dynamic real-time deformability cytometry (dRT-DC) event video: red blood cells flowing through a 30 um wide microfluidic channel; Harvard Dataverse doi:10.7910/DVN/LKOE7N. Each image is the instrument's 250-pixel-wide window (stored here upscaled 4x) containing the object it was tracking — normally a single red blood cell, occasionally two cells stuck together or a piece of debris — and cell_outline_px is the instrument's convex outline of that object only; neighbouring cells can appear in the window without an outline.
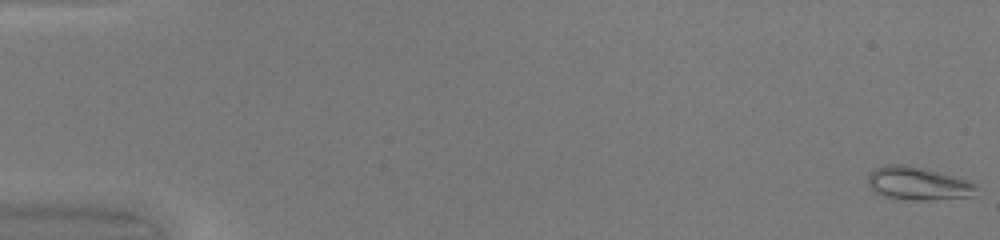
{"species": "common noctule bat (a hibernating species)", "species_latin": "Nyctalus noctula", "temperature_condition": "warm", "stored_images_in_passage": 50, "camera_frame_rate_fps": 3000, "um_per_image_px": 0.085, "animal": {"sex": "female", "body_mass_g": 20.0, "forearm_length_mm": 54.0}, "frame": {"image": 1, "passage_image": 1, "time_ms": 0.0, "image_size_px": [1000, 240], "cell_outline_px": [[976, 196], [928, 200], [904, 200], [884, 196], [876, 192], [868, 184], [868, 176], [876, 168], [884, 164], [908, 164], [972, 180], [976, 188]], "centroid_in_image_um": [78.07, 15.59], "position_along_channel_um": 6.9, "area_um2": 21.21}}
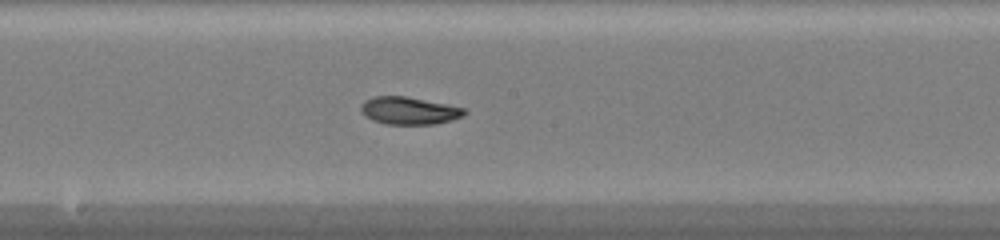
{"frame": {"image": 2, "passage_image": 28, "time_ms": 9.0, "image_size_px": [1000, 240], "cell_outline_px": [[468, 112], [464, 116], [452, 120], [436, 124], [388, 124], [372, 120], [364, 116], [360, 112], [360, 104], [364, 100], [372, 96], [404, 96], [464, 108]], "centroid_in_image_um": [34.73, 9.41], "position_along_channel_um": 213.5, "area_um2": 16.65}}
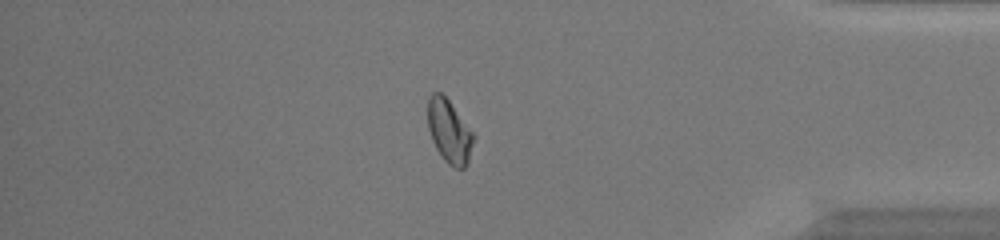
{"frame": {"image": 3, "passage_image": 43, "time_ms": 14.0, "image_size_px": [1000, 240], "cell_outline_px": [[476, 136], [468, 164], [464, 168], [456, 168], [448, 164], [444, 160], [436, 148], [432, 140], [428, 128], [428, 96], [432, 92], [440, 92], [448, 100]], "centroid_in_image_um": [38.2, 11.19], "position_along_channel_um": 397.0, "area_um2": 16.94}, "authors_computed_cell_mechanics": {"area_um2": 17.5134, "velocity_mm_per_s": 4.2411, "shape_relaxation_time_tau1_ms": 4.1768, "shape_relaxation_time_tau2_ms": 3.9459, "deformation_change_tau1": 0.152, "deformation_change_tau2": 0.0677}}